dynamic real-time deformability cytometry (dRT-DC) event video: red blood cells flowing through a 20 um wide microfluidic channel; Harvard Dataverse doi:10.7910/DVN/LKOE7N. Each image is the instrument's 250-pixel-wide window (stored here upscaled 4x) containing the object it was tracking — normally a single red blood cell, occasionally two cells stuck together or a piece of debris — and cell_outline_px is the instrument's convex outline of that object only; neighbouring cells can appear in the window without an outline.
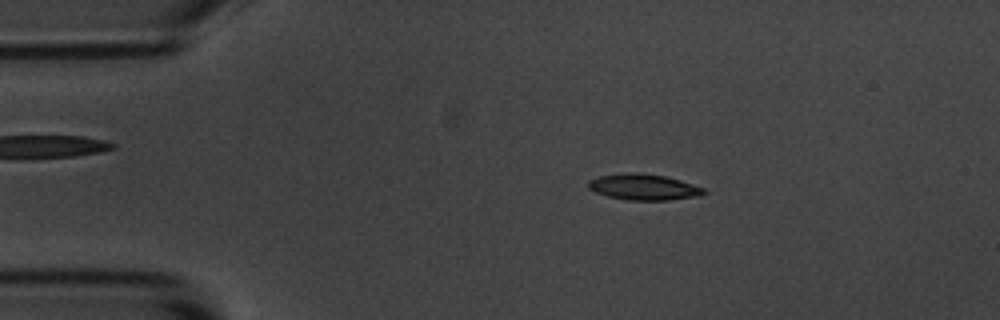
{"species": "common noctule bat (a hibernating species)", "species_latin": "Nyctalus noctula", "temperature_condition": "room temperature", "stored_images_in_passage": 4, "camera_frame_rate_fps": 3000, "um_per_image_px": 0.085, "animal": {"sex": "male", "body_mass_g": 20.1, "forearm_length_mm": 53.5}, "frame": {"image": 1, "passage_image": 2, "time_ms": 1.333, "image_size_px": [1000, 320], "cell_outline_px": [[708, 192], [700, 196], [668, 200], [628, 200], [608, 196], [596, 192], [588, 188], [588, 180], [600, 176], [624, 172], [636, 172], [664, 176], [680, 180], [704, 188]], "centroid_in_image_um": [54.72, 15.89], "position_along_channel_um": 30.3, "area_um2": 17.51}}
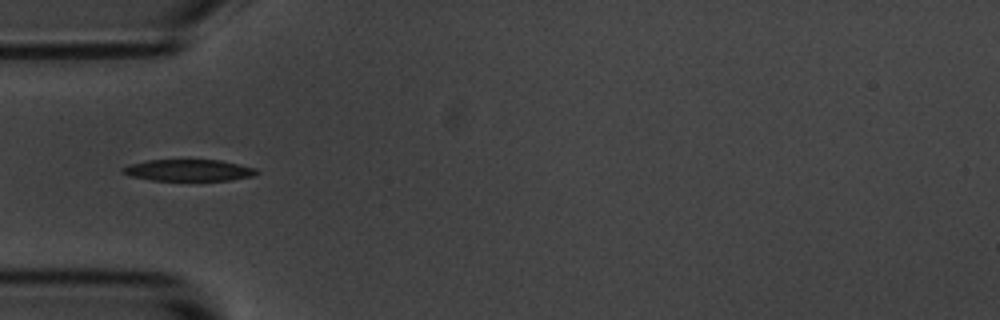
{"frame": {"image": 2, "passage_image": 4, "time_ms": 3.667, "image_size_px": [1000, 320], "cell_outline_px": [[260, 172], [252, 176], [228, 180], [152, 180], [132, 176], [120, 172], [120, 168], [128, 164], [148, 160], [220, 160], [256, 168]], "centroid_in_image_um": [16.0, 14.46], "position_along_channel_um": 69.0, "area_um2": 16.76}}